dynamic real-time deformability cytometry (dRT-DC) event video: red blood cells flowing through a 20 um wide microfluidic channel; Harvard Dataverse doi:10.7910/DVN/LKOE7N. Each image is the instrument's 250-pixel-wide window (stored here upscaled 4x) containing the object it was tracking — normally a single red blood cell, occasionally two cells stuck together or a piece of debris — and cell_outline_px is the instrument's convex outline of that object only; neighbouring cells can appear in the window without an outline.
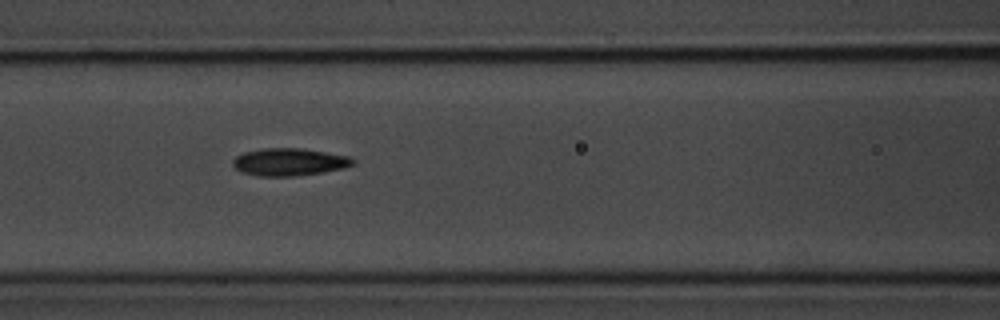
{"species": "common noctule bat (a hibernating species)", "species_latin": "Nyctalus noctula", "temperature_condition": "room temperature", "stored_images_in_passage": 10, "camera_frame_rate_fps": 3000, "um_per_image_px": 0.085, "animal": {"sex": "male", "body_mass_g": 20.1, "forearm_length_mm": 53.5}, "frame": {"image": 1, "passage_image": 7, "time_ms": 7.667, "image_size_px": [1000, 320], "cell_outline_px": [[356, 164], [344, 168], [324, 172], [296, 176], [256, 176], [244, 172], [236, 168], [232, 164], [232, 160], [236, 156], [244, 152], [264, 148], [300, 148], [348, 156], [356, 160]], "centroid_in_image_um": [24.61, 13.77], "position_along_channel_um": 142.0, "area_um2": 19.25}}
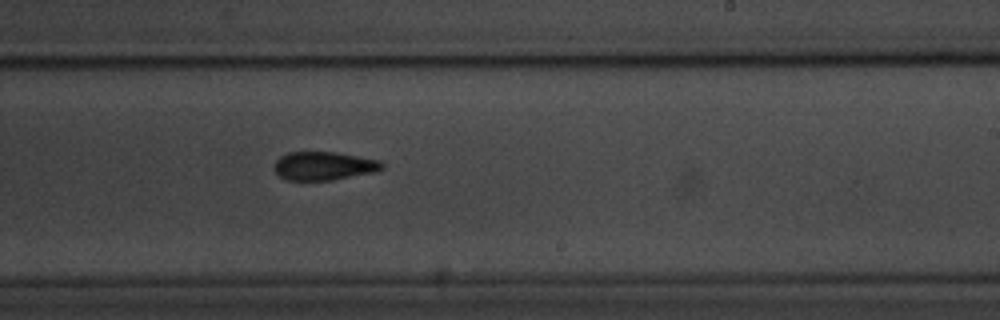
{"frame": {"image": 2, "passage_image": 10, "time_ms": 11.0, "image_size_px": [1000, 320], "cell_outline_px": [[384, 168], [372, 172], [332, 180], [284, 180], [272, 168], [276, 160], [280, 156], [288, 152], [336, 152], [380, 160], [384, 164]], "centroid_in_image_um": [27.49, 14.1], "position_along_channel_um": 261.5, "area_um2": 17.92}}